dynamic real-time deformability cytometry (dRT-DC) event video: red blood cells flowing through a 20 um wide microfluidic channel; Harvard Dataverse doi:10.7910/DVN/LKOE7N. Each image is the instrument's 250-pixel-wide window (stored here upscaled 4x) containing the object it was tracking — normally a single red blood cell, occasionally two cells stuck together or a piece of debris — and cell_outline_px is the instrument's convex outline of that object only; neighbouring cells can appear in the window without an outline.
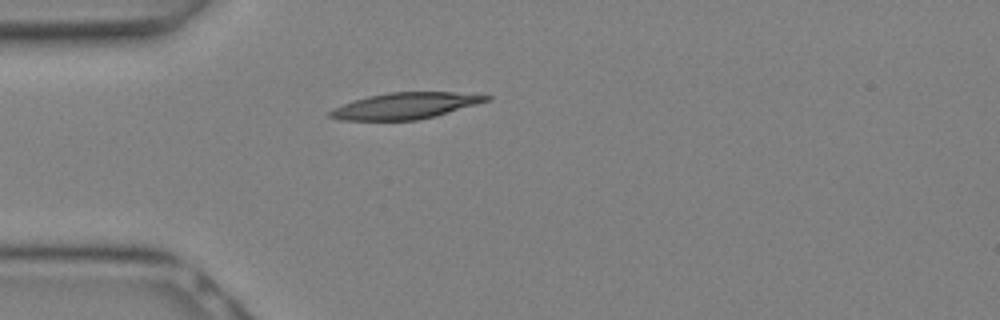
{"species": "Egyptian fruit bat (a non-hibernating species)", "species_latin": "Rousettus aegyptiacus", "temperature_condition": "warm", "stored_images_in_passage": 5, "camera_frame_rate_fps": 3000, "um_per_image_px": 0.085, "animal": {"sex": "female"}, "frame": {"image": 1, "passage_image": 1, "time_ms": 0.0, "image_size_px": [1000, 320], "cell_outline_px": [[492, 100], [436, 116], [416, 120], [340, 120], [328, 116], [328, 112], [344, 104], [368, 96], [388, 92], [452, 92], [492, 96]], "centroid_in_image_um": [34.5, 8.99], "position_along_channel_um": 50.5, "area_um2": 23.76}}
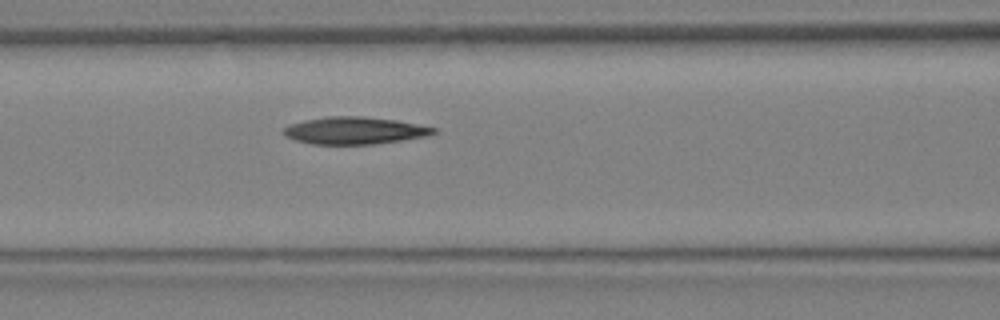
{"frame": {"image": 2, "passage_image": 5, "time_ms": 1.333, "image_size_px": [1000, 320], "cell_outline_px": [[436, 132], [424, 136], [376, 144], [312, 144], [292, 140], [284, 136], [284, 128], [292, 124], [304, 120], [328, 116], [360, 116], [396, 120], [436, 128]], "centroid_in_image_um": [30.08, 11.1], "position_along_channel_um": 136.5, "area_um2": 23.58}}